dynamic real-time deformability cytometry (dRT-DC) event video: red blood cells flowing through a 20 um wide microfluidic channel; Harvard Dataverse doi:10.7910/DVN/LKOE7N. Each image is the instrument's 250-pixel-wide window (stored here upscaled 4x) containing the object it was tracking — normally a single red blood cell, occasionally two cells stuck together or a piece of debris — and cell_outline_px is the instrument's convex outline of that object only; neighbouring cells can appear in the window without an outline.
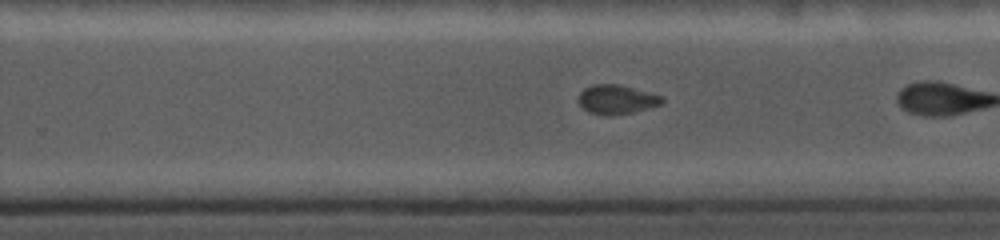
{"species": "common noctule bat (a hibernating species)", "species_latin": "Nyctalus noctula", "temperature_condition": "cold", "stored_images_in_passage": 45, "camera_frame_rate_fps": 5000, "um_per_image_px": 0.085, "animal": {"sex": "female", "body_mass_g": 19.0, "forearm_length_mm": 56.7}, "frame": {"image": 1, "passage_image": 31, "time_ms": 7.4, "image_size_px": [1000, 240], "cell_outline_px": [[664, 100], [660, 104], [648, 108], [632, 112], [608, 116], [588, 112], [576, 100], [580, 92], [584, 88], [592, 84], [620, 84], [652, 92], [664, 96]], "centroid_in_image_um": [52.41, 8.43], "position_along_channel_um": 277.4, "area_um2": 14.45}}
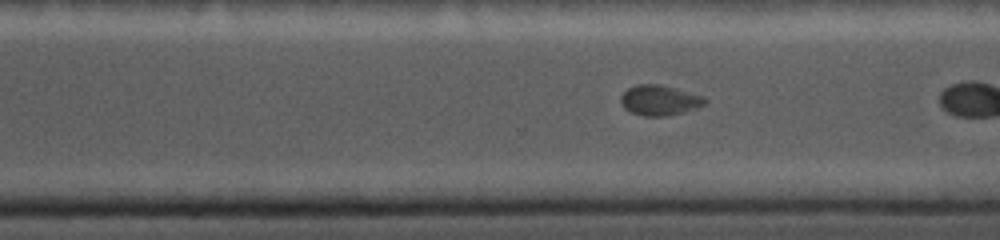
{"frame": {"image": 2, "passage_image": 37, "time_ms": 8.4, "image_size_px": [1000, 240], "cell_outline_px": [[708, 100], [704, 104], [696, 108], [684, 112], [664, 116], [644, 116], [632, 112], [624, 108], [620, 100], [620, 96], [628, 88], [636, 84], [660, 84], [676, 88], [704, 96]], "centroid_in_image_um": [56.07, 8.51], "position_along_channel_um": 314.5, "area_um2": 14.85}}